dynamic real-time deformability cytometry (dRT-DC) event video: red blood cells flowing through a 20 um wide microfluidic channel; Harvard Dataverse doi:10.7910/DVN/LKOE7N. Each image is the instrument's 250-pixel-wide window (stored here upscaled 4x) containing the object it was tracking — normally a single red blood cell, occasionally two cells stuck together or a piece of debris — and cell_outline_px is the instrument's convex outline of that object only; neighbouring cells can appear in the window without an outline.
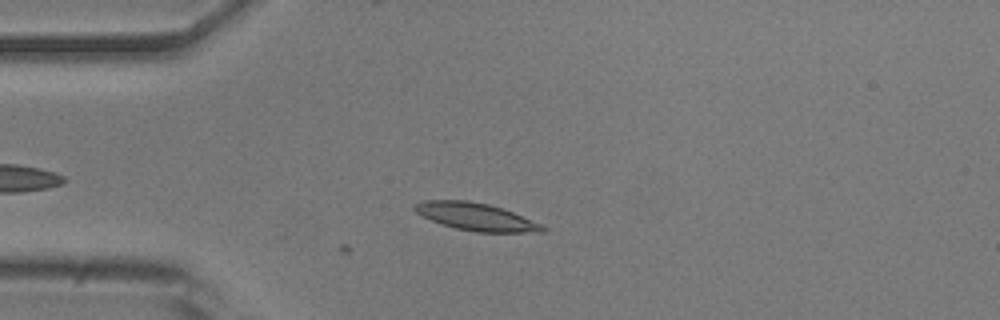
{"species": "common noctule bat (a hibernating species)", "species_latin": "Nyctalus noctula", "temperature_condition": "room temperature", "stored_images_in_passage": 10, "camera_frame_rate_fps": 3000, "um_per_image_px": 0.085, "animal": {"sex": "male", "body_mass_g": 20.5, "forearm_length_mm": 52.5}, "frame": {"image": 1, "passage_image": 10, "time_ms": 3.0, "image_size_px": [1000, 320], "cell_outline_px": [[548, 228], [544, 232], [476, 232], [456, 228], [432, 220], [416, 212], [412, 208], [412, 204], [424, 200], [468, 200], [488, 204], [504, 208], [540, 224]], "centroid_in_image_um": [40.45, 18.41], "position_along_channel_um": 44.5, "area_um2": 20.4}}